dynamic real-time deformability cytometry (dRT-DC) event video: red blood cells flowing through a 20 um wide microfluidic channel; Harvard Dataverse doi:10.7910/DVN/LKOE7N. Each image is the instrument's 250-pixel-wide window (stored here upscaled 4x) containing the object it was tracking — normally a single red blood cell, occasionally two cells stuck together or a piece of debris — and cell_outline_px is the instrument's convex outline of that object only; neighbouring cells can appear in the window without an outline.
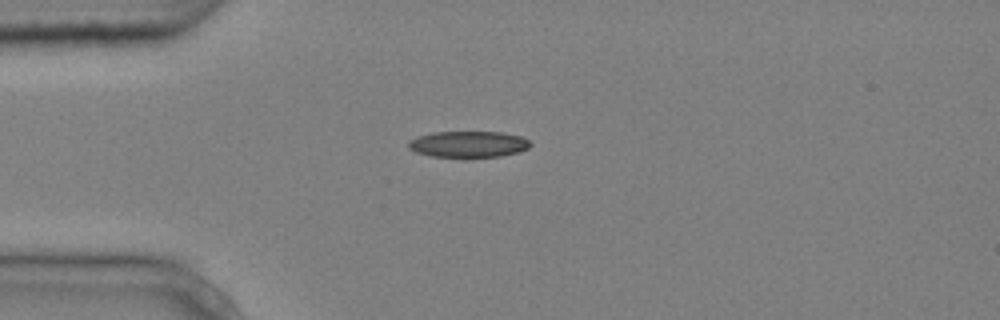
{"species": "common noctule bat (a hibernating species)", "species_latin": "Nyctalus noctula", "temperature_condition": "cold", "stored_images_in_passage": 2, "camera_frame_rate_fps": 3000, "um_per_image_px": 0.085, "animal": {"sex": "male", "body_mass_g": 20.4}, "frame": {"image": 1, "passage_image": 1, "time_ms": 0.0, "image_size_px": [1000, 320], "cell_outline_px": [[532, 144], [528, 148], [520, 152], [500, 156], [432, 156], [416, 152], [408, 148], [408, 140], [416, 136], [432, 132], [500, 132], [520, 136], [528, 140]], "centroid_in_image_um": [39.79, 12.24], "position_along_channel_um": 45.2, "area_um2": 18.5}}
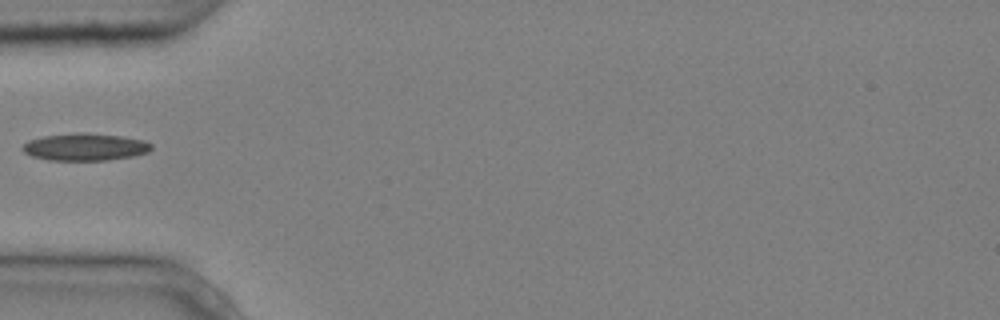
{"frame": {"image": 2, "passage_image": 2, "time_ms": 0.333, "image_size_px": [1000, 320], "cell_outline_px": [[152, 148], [148, 152], [136, 156], [108, 160], [48, 160], [32, 156], [24, 152], [20, 148], [28, 140], [44, 136], [76, 132], [84, 132], [120, 136], [144, 140], [152, 144]], "centroid_in_image_um": [7.24, 12.49], "position_along_channel_um": 77.8, "area_um2": 20.63}}